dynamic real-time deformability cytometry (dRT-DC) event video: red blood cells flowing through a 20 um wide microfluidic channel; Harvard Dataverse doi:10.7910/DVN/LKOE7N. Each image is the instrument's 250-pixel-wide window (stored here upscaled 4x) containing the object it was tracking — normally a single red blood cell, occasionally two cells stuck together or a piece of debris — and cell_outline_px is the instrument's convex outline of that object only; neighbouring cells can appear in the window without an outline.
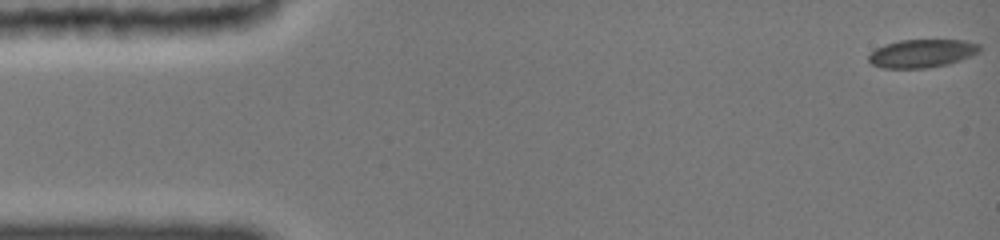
{"species": "common noctule bat (a hibernating species)", "species_latin": "Nyctalus noctula", "temperature_condition": "cold", "stored_images_in_passage": 57, "camera_frame_rate_fps": 3000, "um_per_image_px": 0.085, "animal": {"sex": "female", "body_mass_g": 19.0, "forearm_length_mm": 51.5}, "frame": {"image": 1, "passage_image": 1, "time_ms": 0.0, "image_size_px": [1000, 240], "cell_outline_px": [[980, 52], [972, 56], [948, 64], [928, 68], [884, 68], [872, 64], [868, 60], [868, 56], [876, 48], [884, 44], [900, 40], [964, 40], [980, 44]], "centroid_in_image_um": [78.38, 4.54], "position_along_channel_um": 6.6, "area_um2": 18.32}}
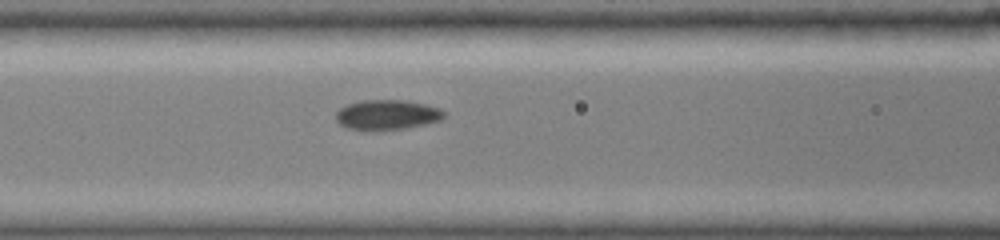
{"frame": {"image": 2, "passage_image": 24, "time_ms": 6.333, "image_size_px": [1000, 240], "cell_outline_px": [[448, 112], [440, 120], [424, 124], [400, 128], [348, 128], [340, 124], [336, 120], [336, 112], [340, 108], [348, 104], [360, 100], [404, 100], [428, 104], [440, 108]], "centroid_in_image_um": [32.95, 9.7], "position_along_channel_um": 133.7, "area_um2": 18.38}}
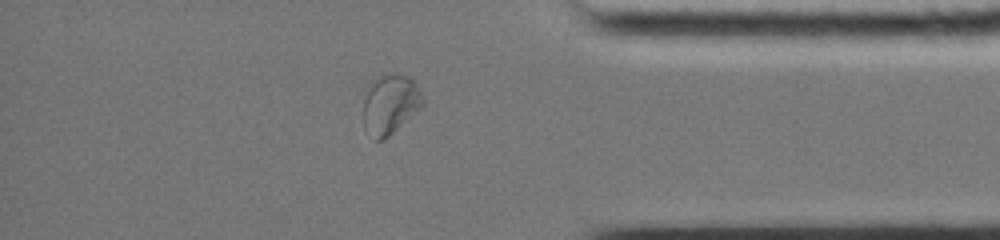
{"frame": {"image": 3, "passage_image": 50, "time_ms": 13.333, "image_size_px": [1000, 240], "cell_outline_px": [[424, 104], [420, 108], [384, 140], [376, 140], [364, 128], [364, 100], [372, 84], [380, 76], [392, 72], [408, 76], [416, 84], [424, 100]], "centroid_in_image_um": [33.18, 8.86], "position_along_channel_um": 402.0, "area_um2": 20.17}, "authors_computed_cell_mechanics": {"area_um2": 18.4382, "velocity_mm_per_s": 3.9583, "shape_relaxation_time_tau1_ms": 6.6459, "shape_relaxation_time_tau2_ms": 1.6075, "deformation_change_tau1": 0.1188, "deformation_change_tau2": 0.0285}}